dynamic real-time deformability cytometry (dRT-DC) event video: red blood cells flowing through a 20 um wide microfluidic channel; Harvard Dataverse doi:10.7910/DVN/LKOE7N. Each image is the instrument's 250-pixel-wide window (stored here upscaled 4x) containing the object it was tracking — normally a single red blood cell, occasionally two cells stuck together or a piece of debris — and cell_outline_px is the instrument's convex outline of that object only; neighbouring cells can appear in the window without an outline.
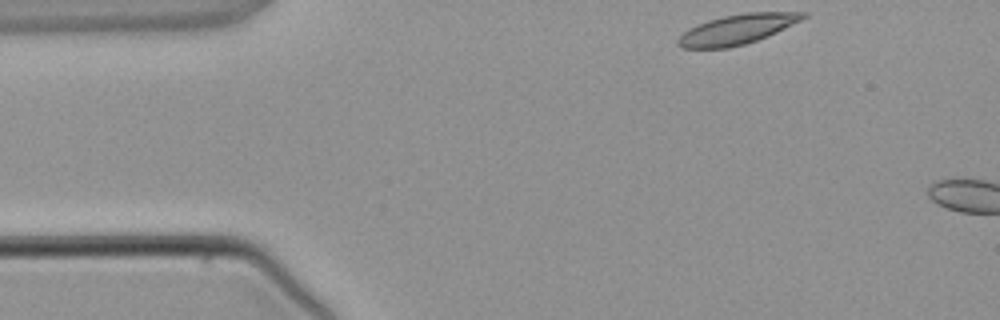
{"species": "common noctule bat (a hibernating species)", "species_latin": "Nyctalus noctula", "temperature_condition": "warm", "stored_images_in_passage": 2, "camera_frame_rate_fps": 3000, "um_per_image_px": 0.085, "animal": {"sex": "male", "body_mass_g": 21.5, "forearm_length_mm": 52.0}, "frame": {"image": 1, "passage_image": 1, "time_ms": 0.0, "image_size_px": [1000, 320], "cell_outline_px": [[808, 16], [768, 36], [744, 44], [728, 48], [680, 48], [676, 44], [676, 40], [688, 28], [696, 24], [708, 20], [724, 16], [744, 12], [808, 12]], "centroid_in_image_um": [62.61, 2.49], "position_along_channel_um": 22.4, "area_um2": 21.73}}